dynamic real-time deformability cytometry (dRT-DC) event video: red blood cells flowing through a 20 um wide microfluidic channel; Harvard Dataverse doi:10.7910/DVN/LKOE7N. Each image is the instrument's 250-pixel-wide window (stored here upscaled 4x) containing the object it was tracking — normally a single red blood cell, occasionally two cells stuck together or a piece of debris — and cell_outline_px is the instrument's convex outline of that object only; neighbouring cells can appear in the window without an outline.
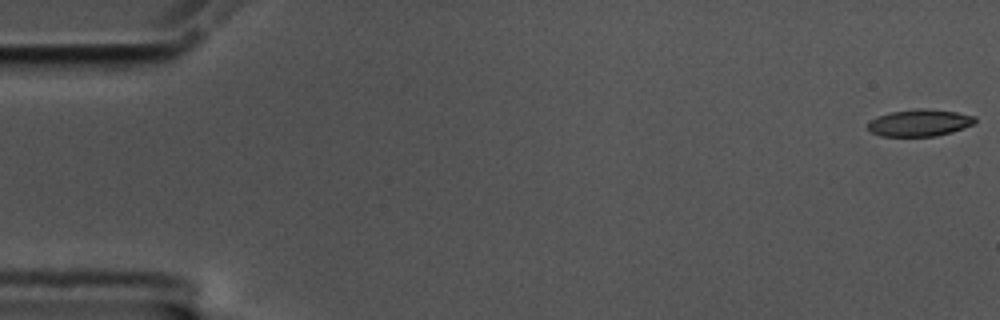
{"species": "common noctule bat (a hibernating species)", "species_latin": "Nyctalus noctula", "temperature_condition": "cold", "stored_images_in_passage": 14, "camera_frame_rate_fps": 3000, "um_per_image_px": 0.085, "animal": {"sex": "male", "body_mass_g": 17.5, "forearm_length_mm": 52.3}, "frame": {"image": 1, "passage_image": 1, "time_ms": 0.0, "image_size_px": [1000, 320], "cell_outline_px": [[976, 120], [972, 124], [964, 128], [952, 132], [936, 136], [880, 136], [872, 132], [868, 128], [868, 124], [872, 120], [880, 116], [892, 112], [916, 108], [924, 108], [956, 112], [976, 116]], "centroid_in_image_um": [78.2, 10.44], "position_along_channel_um": 6.8, "area_um2": 16.65}}
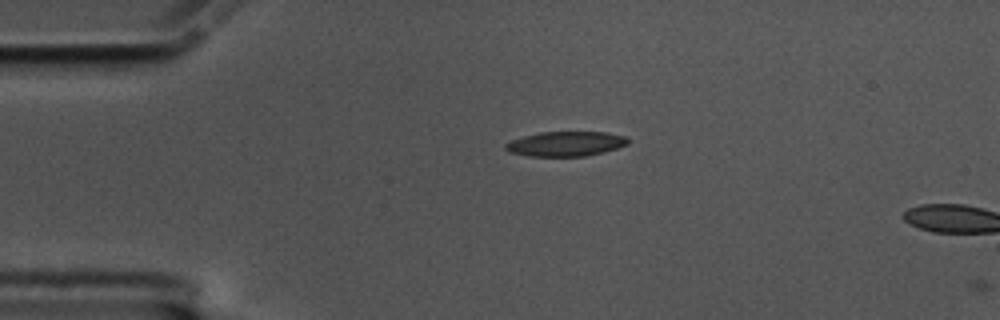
{"frame": {"image": 2, "passage_image": 13, "time_ms": 4.0, "image_size_px": [1000, 320], "cell_outline_px": [[628, 144], [604, 152], [584, 156], [528, 156], [508, 152], [504, 148], [504, 144], [512, 140], [524, 136], [540, 132], [608, 132], [628, 136]], "centroid_in_image_um": [48.09, 12.22], "position_along_channel_um": 36.9, "area_um2": 17.74}}